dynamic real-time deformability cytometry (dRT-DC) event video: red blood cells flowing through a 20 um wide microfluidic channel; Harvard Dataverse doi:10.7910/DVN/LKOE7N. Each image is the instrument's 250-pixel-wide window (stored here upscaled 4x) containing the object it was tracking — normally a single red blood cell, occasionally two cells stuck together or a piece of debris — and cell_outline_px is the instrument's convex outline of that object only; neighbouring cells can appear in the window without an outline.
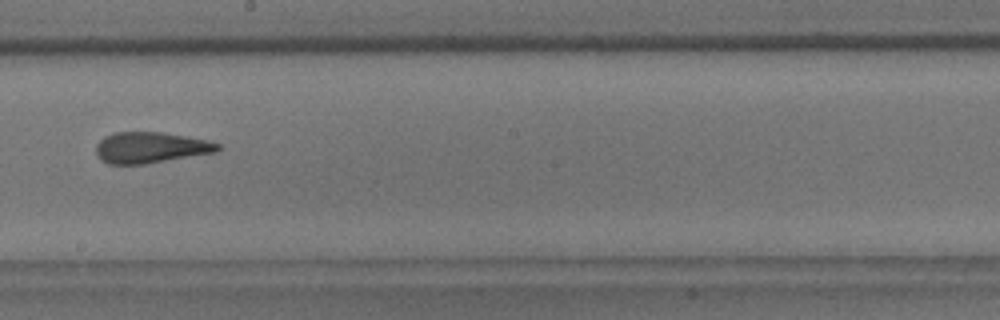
{"species": "common noctule bat (a hibernating species)", "species_latin": "Nyctalus noctula", "temperature_condition": "room temperature", "stored_images_in_passage": 9, "camera_frame_rate_fps": 3000, "um_per_image_px": 0.085, "animal": {"sex": "male", "body_mass_g": 18.8}, "frame": {"image": 1, "passage_image": 9, "time_ms": 9.333, "image_size_px": [1000, 320], "cell_outline_px": [[220, 148], [216, 152], [144, 164], [108, 164], [100, 160], [96, 156], [96, 144], [104, 136], [116, 132], [160, 132], [208, 140], [220, 144]], "centroid_in_image_um": [12.76, 12.54], "position_along_channel_um": 235.4, "area_um2": 21.96}}